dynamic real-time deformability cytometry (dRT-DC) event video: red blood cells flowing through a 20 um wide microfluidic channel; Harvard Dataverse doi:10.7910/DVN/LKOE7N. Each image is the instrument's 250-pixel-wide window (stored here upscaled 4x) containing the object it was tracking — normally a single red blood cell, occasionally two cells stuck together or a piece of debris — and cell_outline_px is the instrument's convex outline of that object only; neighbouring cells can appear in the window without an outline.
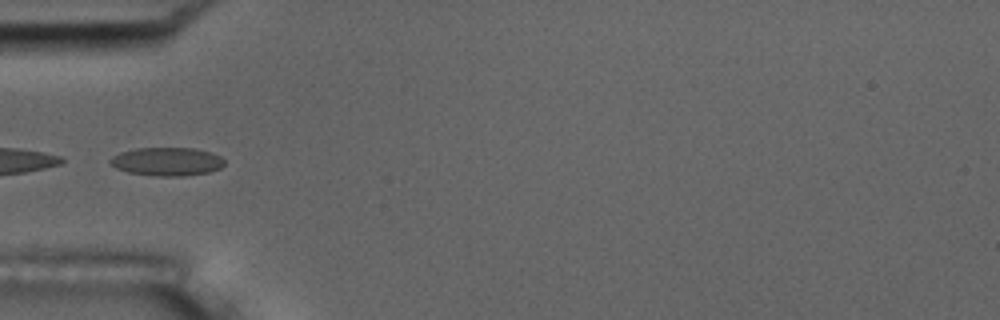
{"species": "common noctule bat (a hibernating species)", "species_latin": "Nyctalus noctula", "temperature_condition": "room temperature", "stored_images_in_passage": 37, "camera_frame_rate_fps": 3000, "um_per_image_px": 0.085, "animal": {"sex": "male", "body_mass_g": 17.5, "forearm_length_mm": 52.3}, "frame": {"image": 1, "passage_image": 1, "time_ms": 0.0, "image_size_px": [1000, 320], "cell_outline_px": [[224, 164], [220, 168], [208, 172], [184, 176], [156, 176], [128, 172], [116, 168], [108, 160], [112, 156], [120, 152], [136, 148], [192, 148], [208, 152], [220, 156], [224, 160]], "centroid_in_image_um": [14.17, 13.73], "position_along_channel_um": 70.8, "area_um2": 18.79}}
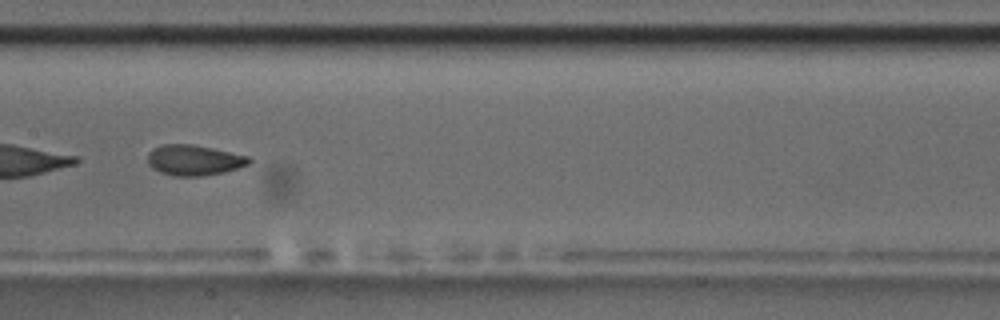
{"frame": {"image": 2, "passage_image": 11, "time_ms": 3.333, "image_size_px": [1000, 320], "cell_outline_px": [[252, 160], [248, 164], [224, 172], [200, 176], [172, 176], [160, 172], [152, 168], [148, 164], [148, 152], [152, 148], [164, 144], [192, 144], [212, 148], [248, 156]], "centroid_in_image_um": [16.45, 13.61], "position_along_channel_um": 191.0, "area_um2": 17.98}, "authors_computed_cell_mechanics": {"area_um2": 17.918, "velocity_mm_per_s": 3.6132, "shape_relaxation_time_tau1_ms": 3.5181, "shape_relaxation_time_tau2_ms": 1.6654, "deformation_change_tau1": 0.1102, "deformation_change_tau2": 0.0584}}